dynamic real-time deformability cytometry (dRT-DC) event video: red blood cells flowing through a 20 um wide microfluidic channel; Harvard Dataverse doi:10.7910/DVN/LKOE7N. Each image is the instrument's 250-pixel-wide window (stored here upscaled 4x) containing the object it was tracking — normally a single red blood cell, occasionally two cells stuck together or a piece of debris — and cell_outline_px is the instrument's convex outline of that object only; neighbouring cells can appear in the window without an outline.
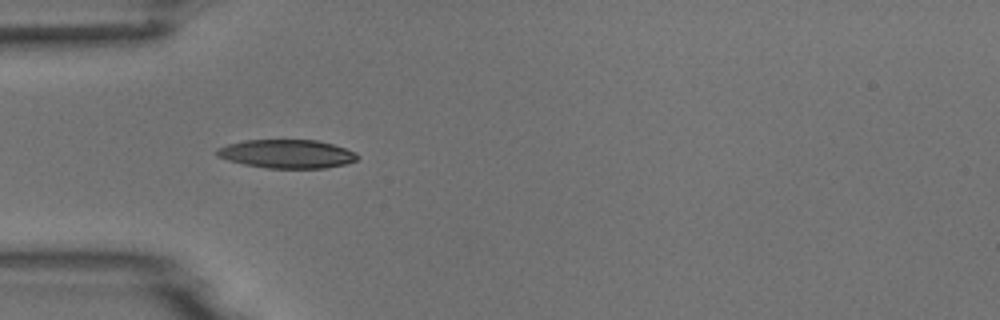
{"species": "common noctule bat (a hibernating species)", "species_latin": "Nyctalus noctula", "temperature_condition": "room temperature", "stored_images_in_passage": 10, "camera_frame_rate_fps": 3000, "um_per_image_px": 0.085, "animal": {"sex": "male", "body_mass_g": 18.8}, "frame": {"image": 1, "passage_image": 4, "time_ms": 4.667, "image_size_px": [1000, 320], "cell_outline_px": [[360, 156], [356, 160], [344, 164], [324, 168], [268, 168], [244, 164], [228, 160], [216, 156], [216, 148], [228, 144], [244, 140], [316, 140], [332, 144], [356, 152]], "centroid_in_image_um": [24.37, 13.08], "position_along_channel_um": 60.6, "area_um2": 23.35}}
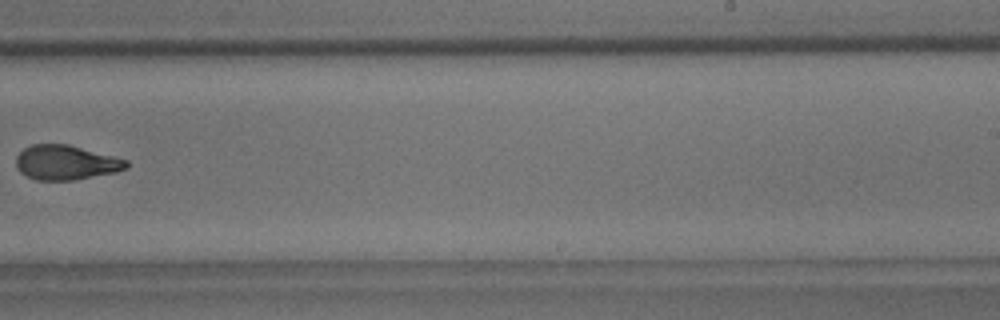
{"frame": {"image": 2, "passage_image": 9, "time_ms": 10.667, "image_size_px": [1000, 320], "cell_outline_px": [[128, 168], [116, 172], [72, 180], [36, 180], [20, 172], [16, 168], [16, 156], [24, 148], [32, 144], [68, 144], [128, 160]], "centroid_in_image_um": [5.59, 13.81], "position_along_channel_um": 283.4, "area_um2": 22.2}}
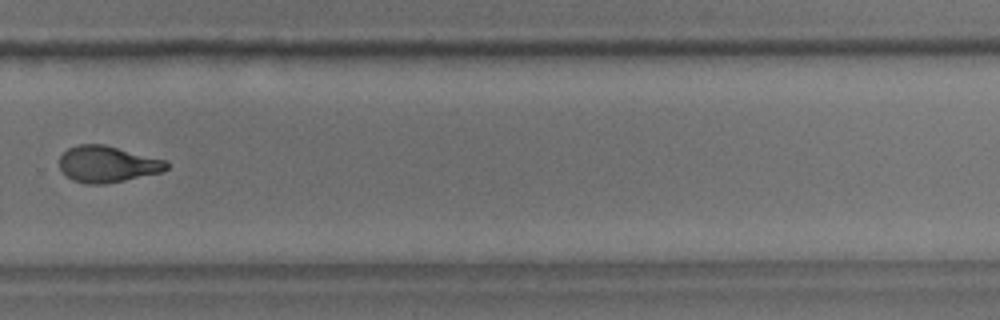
{"frame": {"image": 3, "passage_image": 10, "time_ms": 11.667, "image_size_px": [1000, 320], "cell_outline_px": [[168, 168], [160, 172], [124, 180], [104, 184], [88, 184], [72, 180], [60, 168], [60, 156], [68, 148], [80, 144], [104, 144], [164, 160], [168, 164]], "centroid_in_image_um": [9.1, 13.95], "position_along_channel_um": 320.7, "area_um2": 22.31}}